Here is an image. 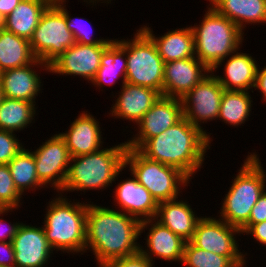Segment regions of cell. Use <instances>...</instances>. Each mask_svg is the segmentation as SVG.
<instances>
[{"instance_id":"cell-18","label":"cell","mask_w":266,"mask_h":267,"mask_svg":"<svg viewBox=\"0 0 266 267\" xmlns=\"http://www.w3.org/2000/svg\"><path fill=\"white\" fill-rule=\"evenodd\" d=\"M114 92L110 93V97L115 99L112 100L110 110L106 111L107 118L119 121L122 119L124 123L126 121L129 124L130 128L134 127L162 96L154 89L127 82L120 87L119 91Z\"/></svg>"},{"instance_id":"cell-43","label":"cell","mask_w":266,"mask_h":267,"mask_svg":"<svg viewBox=\"0 0 266 267\" xmlns=\"http://www.w3.org/2000/svg\"><path fill=\"white\" fill-rule=\"evenodd\" d=\"M79 1H81V0H78V2ZM83 2H82V5H84V4H86L85 6L86 7H89V8H93L94 9V7L97 9V6H99L100 4V6H102V4H103V6H105V5H109V6H111L112 5V1H116V0H82ZM98 4V5H97ZM111 4V5H110ZM91 6V7H90Z\"/></svg>"},{"instance_id":"cell-40","label":"cell","mask_w":266,"mask_h":267,"mask_svg":"<svg viewBox=\"0 0 266 267\" xmlns=\"http://www.w3.org/2000/svg\"><path fill=\"white\" fill-rule=\"evenodd\" d=\"M0 267H15V257L12 242L0 241Z\"/></svg>"},{"instance_id":"cell-13","label":"cell","mask_w":266,"mask_h":267,"mask_svg":"<svg viewBox=\"0 0 266 267\" xmlns=\"http://www.w3.org/2000/svg\"><path fill=\"white\" fill-rule=\"evenodd\" d=\"M184 117L183 104L180 98L161 96L145 113L143 118L130 129H121L125 134L130 133L126 139L128 148L139 149L148 139L157 136L175 125ZM136 128V129H135Z\"/></svg>"},{"instance_id":"cell-27","label":"cell","mask_w":266,"mask_h":267,"mask_svg":"<svg viewBox=\"0 0 266 267\" xmlns=\"http://www.w3.org/2000/svg\"><path fill=\"white\" fill-rule=\"evenodd\" d=\"M127 56L126 51L114 40L103 52L101 65L94 79L90 82L94 87L103 92L106 87L113 86L121 80L120 87L126 83ZM106 86V87H105ZM102 89V90H101Z\"/></svg>"},{"instance_id":"cell-10","label":"cell","mask_w":266,"mask_h":267,"mask_svg":"<svg viewBox=\"0 0 266 267\" xmlns=\"http://www.w3.org/2000/svg\"><path fill=\"white\" fill-rule=\"evenodd\" d=\"M223 92L224 88L211 72L181 99L184 117L206 134L210 144L214 137L207 132L205 124L218 121Z\"/></svg>"},{"instance_id":"cell-39","label":"cell","mask_w":266,"mask_h":267,"mask_svg":"<svg viewBox=\"0 0 266 267\" xmlns=\"http://www.w3.org/2000/svg\"><path fill=\"white\" fill-rule=\"evenodd\" d=\"M266 220V190L252 207L249 221L246 224H257Z\"/></svg>"},{"instance_id":"cell-28","label":"cell","mask_w":266,"mask_h":267,"mask_svg":"<svg viewBox=\"0 0 266 267\" xmlns=\"http://www.w3.org/2000/svg\"><path fill=\"white\" fill-rule=\"evenodd\" d=\"M37 104L29 101L3 98L0 103V130L23 133L37 121ZM21 131V132H20Z\"/></svg>"},{"instance_id":"cell-33","label":"cell","mask_w":266,"mask_h":267,"mask_svg":"<svg viewBox=\"0 0 266 267\" xmlns=\"http://www.w3.org/2000/svg\"><path fill=\"white\" fill-rule=\"evenodd\" d=\"M68 2L69 0H53V3L64 13L67 28L72 32L75 42L83 45H95L111 44L115 40V38L95 36L96 34L93 33L94 27L88 19L85 17H77L76 15H74V17L71 16L72 14H70L71 12L68 10V7H70L68 6Z\"/></svg>"},{"instance_id":"cell-44","label":"cell","mask_w":266,"mask_h":267,"mask_svg":"<svg viewBox=\"0 0 266 267\" xmlns=\"http://www.w3.org/2000/svg\"><path fill=\"white\" fill-rule=\"evenodd\" d=\"M249 260L250 259L245 258L242 262L235 264L233 267H247V265L249 266V263H248Z\"/></svg>"},{"instance_id":"cell-32","label":"cell","mask_w":266,"mask_h":267,"mask_svg":"<svg viewBox=\"0 0 266 267\" xmlns=\"http://www.w3.org/2000/svg\"><path fill=\"white\" fill-rule=\"evenodd\" d=\"M245 256H221L214 252L196 247L187 241L181 265L184 267H233L242 262Z\"/></svg>"},{"instance_id":"cell-12","label":"cell","mask_w":266,"mask_h":267,"mask_svg":"<svg viewBox=\"0 0 266 267\" xmlns=\"http://www.w3.org/2000/svg\"><path fill=\"white\" fill-rule=\"evenodd\" d=\"M55 132L32 151L38 179L54 193L62 190L71 159L64 139Z\"/></svg>"},{"instance_id":"cell-29","label":"cell","mask_w":266,"mask_h":267,"mask_svg":"<svg viewBox=\"0 0 266 267\" xmlns=\"http://www.w3.org/2000/svg\"><path fill=\"white\" fill-rule=\"evenodd\" d=\"M30 148V149H29ZM24 147L9 163V169L16 189L27 198L31 191L33 194L39 190L40 192L47 191V188L37 177L35 158L32 152V147ZM42 189V191H41Z\"/></svg>"},{"instance_id":"cell-22","label":"cell","mask_w":266,"mask_h":267,"mask_svg":"<svg viewBox=\"0 0 266 267\" xmlns=\"http://www.w3.org/2000/svg\"><path fill=\"white\" fill-rule=\"evenodd\" d=\"M210 73L195 56L164 63L163 96L182 99Z\"/></svg>"},{"instance_id":"cell-7","label":"cell","mask_w":266,"mask_h":267,"mask_svg":"<svg viewBox=\"0 0 266 267\" xmlns=\"http://www.w3.org/2000/svg\"><path fill=\"white\" fill-rule=\"evenodd\" d=\"M125 167L158 203L179 198L188 186L194 185L178 168L150 160L137 149H127Z\"/></svg>"},{"instance_id":"cell-16","label":"cell","mask_w":266,"mask_h":267,"mask_svg":"<svg viewBox=\"0 0 266 267\" xmlns=\"http://www.w3.org/2000/svg\"><path fill=\"white\" fill-rule=\"evenodd\" d=\"M110 44L83 45L78 42L68 48L50 65V74L73 76L89 83L94 79L101 65V56Z\"/></svg>"},{"instance_id":"cell-42","label":"cell","mask_w":266,"mask_h":267,"mask_svg":"<svg viewBox=\"0 0 266 267\" xmlns=\"http://www.w3.org/2000/svg\"><path fill=\"white\" fill-rule=\"evenodd\" d=\"M21 2V0H0V23L6 18Z\"/></svg>"},{"instance_id":"cell-11","label":"cell","mask_w":266,"mask_h":267,"mask_svg":"<svg viewBox=\"0 0 266 267\" xmlns=\"http://www.w3.org/2000/svg\"><path fill=\"white\" fill-rule=\"evenodd\" d=\"M214 216L215 214L213 216L210 214L204 216L203 214L196 224L193 238L190 241L196 247L214 252L217 255L245 256V258L250 259V253L240 249L243 245H239L238 242L242 240L240 238L242 236L241 230Z\"/></svg>"},{"instance_id":"cell-24","label":"cell","mask_w":266,"mask_h":267,"mask_svg":"<svg viewBox=\"0 0 266 267\" xmlns=\"http://www.w3.org/2000/svg\"><path fill=\"white\" fill-rule=\"evenodd\" d=\"M187 200L181 195L179 199L159 202L155 219L185 241H190L202 214L199 215Z\"/></svg>"},{"instance_id":"cell-3","label":"cell","mask_w":266,"mask_h":267,"mask_svg":"<svg viewBox=\"0 0 266 267\" xmlns=\"http://www.w3.org/2000/svg\"><path fill=\"white\" fill-rule=\"evenodd\" d=\"M46 202L42 226L51 248L59 255L74 257L85 254L87 204L92 200L72 199L53 192ZM72 199V200H71ZM81 201V202H80Z\"/></svg>"},{"instance_id":"cell-23","label":"cell","mask_w":266,"mask_h":267,"mask_svg":"<svg viewBox=\"0 0 266 267\" xmlns=\"http://www.w3.org/2000/svg\"><path fill=\"white\" fill-rule=\"evenodd\" d=\"M148 24L143 23L139 27L155 43L164 63L195 56L194 33L191 25L187 24L185 27L172 28V30L163 33V35H157L153 31V27L151 28Z\"/></svg>"},{"instance_id":"cell-25","label":"cell","mask_w":266,"mask_h":267,"mask_svg":"<svg viewBox=\"0 0 266 267\" xmlns=\"http://www.w3.org/2000/svg\"><path fill=\"white\" fill-rule=\"evenodd\" d=\"M219 14L234 22L244 33L266 24V0H206ZM249 25V26H247Z\"/></svg>"},{"instance_id":"cell-8","label":"cell","mask_w":266,"mask_h":267,"mask_svg":"<svg viewBox=\"0 0 266 267\" xmlns=\"http://www.w3.org/2000/svg\"><path fill=\"white\" fill-rule=\"evenodd\" d=\"M132 35L130 39H115L126 51V82L154 89L163 96L164 61L155 43L140 27Z\"/></svg>"},{"instance_id":"cell-1","label":"cell","mask_w":266,"mask_h":267,"mask_svg":"<svg viewBox=\"0 0 266 267\" xmlns=\"http://www.w3.org/2000/svg\"><path fill=\"white\" fill-rule=\"evenodd\" d=\"M103 205L91 201L87 204L85 253L94 255L97 267L139 253L142 240L138 219Z\"/></svg>"},{"instance_id":"cell-2","label":"cell","mask_w":266,"mask_h":267,"mask_svg":"<svg viewBox=\"0 0 266 267\" xmlns=\"http://www.w3.org/2000/svg\"><path fill=\"white\" fill-rule=\"evenodd\" d=\"M212 145L204 132L183 117L163 133L148 139L138 151L150 160L178 168L192 181L206 164L207 150Z\"/></svg>"},{"instance_id":"cell-34","label":"cell","mask_w":266,"mask_h":267,"mask_svg":"<svg viewBox=\"0 0 266 267\" xmlns=\"http://www.w3.org/2000/svg\"><path fill=\"white\" fill-rule=\"evenodd\" d=\"M24 198L16 189L8 164H0V208H23Z\"/></svg>"},{"instance_id":"cell-37","label":"cell","mask_w":266,"mask_h":267,"mask_svg":"<svg viewBox=\"0 0 266 267\" xmlns=\"http://www.w3.org/2000/svg\"><path fill=\"white\" fill-rule=\"evenodd\" d=\"M99 267H155V265L139 252L133 256L110 260Z\"/></svg>"},{"instance_id":"cell-15","label":"cell","mask_w":266,"mask_h":267,"mask_svg":"<svg viewBox=\"0 0 266 267\" xmlns=\"http://www.w3.org/2000/svg\"><path fill=\"white\" fill-rule=\"evenodd\" d=\"M125 170L126 167L124 166L116 175L113 183L114 187H112L114 189H111V191L113 190V194L111 195L114 202L112 203L113 205L109 206L138 219L140 222L155 218L159 203L152 194L137 181L132 172H130L128 174L129 177H125V179L123 177L124 172H122Z\"/></svg>"},{"instance_id":"cell-5","label":"cell","mask_w":266,"mask_h":267,"mask_svg":"<svg viewBox=\"0 0 266 267\" xmlns=\"http://www.w3.org/2000/svg\"><path fill=\"white\" fill-rule=\"evenodd\" d=\"M247 153L228 190L221 199L217 217L241 229L250 218L252 207L266 190V170L256 149ZM254 151V152H253ZM257 151V152H256ZM235 175V177H234Z\"/></svg>"},{"instance_id":"cell-45","label":"cell","mask_w":266,"mask_h":267,"mask_svg":"<svg viewBox=\"0 0 266 267\" xmlns=\"http://www.w3.org/2000/svg\"><path fill=\"white\" fill-rule=\"evenodd\" d=\"M3 98H4V95H3V90H2L1 83H0V103L2 102Z\"/></svg>"},{"instance_id":"cell-31","label":"cell","mask_w":266,"mask_h":267,"mask_svg":"<svg viewBox=\"0 0 266 267\" xmlns=\"http://www.w3.org/2000/svg\"><path fill=\"white\" fill-rule=\"evenodd\" d=\"M253 95L249 91H227L224 90L218 115V122H222L228 127L239 129L251 117L253 105ZM254 102V103H253ZM244 124V125H243ZM239 127V128H238Z\"/></svg>"},{"instance_id":"cell-20","label":"cell","mask_w":266,"mask_h":267,"mask_svg":"<svg viewBox=\"0 0 266 267\" xmlns=\"http://www.w3.org/2000/svg\"><path fill=\"white\" fill-rule=\"evenodd\" d=\"M99 120L84 109L70 121L69 128L67 127L64 132L57 131L64 139L71 158L94 153L105 147L106 137H103L104 128Z\"/></svg>"},{"instance_id":"cell-6","label":"cell","mask_w":266,"mask_h":267,"mask_svg":"<svg viewBox=\"0 0 266 267\" xmlns=\"http://www.w3.org/2000/svg\"><path fill=\"white\" fill-rule=\"evenodd\" d=\"M208 5V6H207ZM205 11V12H204ZM201 20L191 25L195 57L212 70L222 59L243 47L247 35L227 17L207 4Z\"/></svg>"},{"instance_id":"cell-19","label":"cell","mask_w":266,"mask_h":267,"mask_svg":"<svg viewBox=\"0 0 266 267\" xmlns=\"http://www.w3.org/2000/svg\"><path fill=\"white\" fill-rule=\"evenodd\" d=\"M15 267H47L55 258L41 225L21 223L12 240ZM52 258V259H51Z\"/></svg>"},{"instance_id":"cell-30","label":"cell","mask_w":266,"mask_h":267,"mask_svg":"<svg viewBox=\"0 0 266 267\" xmlns=\"http://www.w3.org/2000/svg\"><path fill=\"white\" fill-rule=\"evenodd\" d=\"M30 41L0 25V72L34 62Z\"/></svg>"},{"instance_id":"cell-35","label":"cell","mask_w":266,"mask_h":267,"mask_svg":"<svg viewBox=\"0 0 266 267\" xmlns=\"http://www.w3.org/2000/svg\"><path fill=\"white\" fill-rule=\"evenodd\" d=\"M16 133L0 130V164H8L25 146Z\"/></svg>"},{"instance_id":"cell-36","label":"cell","mask_w":266,"mask_h":267,"mask_svg":"<svg viewBox=\"0 0 266 267\" xmlns=\"http://www.w3.org/2000/svg\"><path fill=\"white\" fill-rule=\"evenodd\" d=\"M20 209H2L0 208V241L1 242H12L14 236L16 235V232L18 230L19 225L22 223V221H19V218L17 220V218L13 217V221H9L8 223H6V219L4 218V216H7L12 213L15 214V212L19 211ZM15 211V212H14ZM9 213V214H8ZM14 218L16 220H14Z\"/></svg>"},{"instance_id":"cell-9","label":"cell","mask_w":266,"mask_h":267,"mask_svg":"<svg viewBox=\"0 0 266 267\" xmlns=\"http://www.w3.org/2000/svg\"><path fill=\"white\" fill-rule=\"evenodd\" d=\"M29 41L34 56L47 65L75 44L64 13L53 2L41 15Z\"/></svg>"},{"instance_id":"cell-26","label":"cell","mask_w":266,"mask_h":267,"mask_svg":"<svg viewBox=\"0 0 266 267\" xmlns=\"http://www.w3.org/2000/svg\"><path fill=\"white\" fill-rule=\"evenodd\" d=\"M53 0H21L0 25L15 35L30 40L40 17Z\"/></svg>"},{"instance_id":"cell-17","label":"cell","mask_w":266,"mask_h":267,"mask_svg":"<svg viewBox=\"0 0 266 267\" xmlns=\"http://www.w3.org/2000/svg\"><path fill=\"white\" fill-rule=\"evenodd\" d=\"M42 73L50 74V68L39 59L31 64L0 72L4 97L29 101L38 105L37 97H41V93L44 92L42 79H46L41 76Z\"/></svg>"},{"instance_id":"cell-4","label":"cell","mask_w":266,"mask_h":267,"mask_svg":"<svg viewBox=\"0 0 266 267\" xmlns=\"http://www.w3.org/2000/svg\"><path fill=\"white\" fill-rule=\"evenodd\" d=\"M106 145L97 152L70 159L67 177L60 194L66 196L68 193H80V196L90 191L101 193L111 190L117 173L125 166L128 147L125 141L114 143L112 147L108 142Z\"/></svg>"},{"instance_id":"cell-41","label":"cell","mask_w":266,"mask_h":267,"mask_svg":"<svg viewBox=\"0 0 266 267\" xmlns=\"http://www.w3.org/2000/svg\"><path fill=\"white\" fill-rule=\"evenodd\" d=\"M254 89L252 93H254V91H257V96H261V103L263 101V103H266V63L264 64V66L260 67V65H258V70H257V75H256V79H255V85H254ZM259 92V94H258ZM262 94V95H261Z\"/></svg>"},{"instance_id":"cell-21","label":"cell","mask_w":266,"mask_h":267,"mask_svg":"<svg viewBox=\"0 0 266 267\" xmlns=\"http://www.w3.org/2000/svg\"><path fill=\"white\" fill-rule=\"evenodd\" d=\"M241 48L222 59L211 72L224 90L253 92L259 61L250 51H243ZM220 68L223 70L222 75L218 74Z\"/></svg>"},{"instance_id":"cell-14","label":"cell","mask_w":266,"mask_h":267,"mask_svg":"<svg viewBox=\"0 0 266 267\" xmlns=\"http://www.w3.org/2000/svg\"><path fill=\"white\" fill-rule=\"evenodd\" d=\"M142 235L145 241L142 240L144 246L140 242L139 252L154 265H156V260H161V264L162 260L167 264H181L184 247L187 242L181 236L174 234L155 218L141 221L140 238H142Z\"/></svg>"},{"instance_id":"cell-38","label":"cell","mask_w":266,"mask_h":267,"mask_svg":"<svg viewBox=\"0 0 266 267\" xmlns=\"http://www.w3.org/2000/svg\"><path fill=\"white\" fill-rule=\"evenodd\" d=\"M240 230L244 237L247 235L248 239L253 238L254 243L265 246L266 249V220L257 224H245Z\"/></svg>"}]
</instances>
